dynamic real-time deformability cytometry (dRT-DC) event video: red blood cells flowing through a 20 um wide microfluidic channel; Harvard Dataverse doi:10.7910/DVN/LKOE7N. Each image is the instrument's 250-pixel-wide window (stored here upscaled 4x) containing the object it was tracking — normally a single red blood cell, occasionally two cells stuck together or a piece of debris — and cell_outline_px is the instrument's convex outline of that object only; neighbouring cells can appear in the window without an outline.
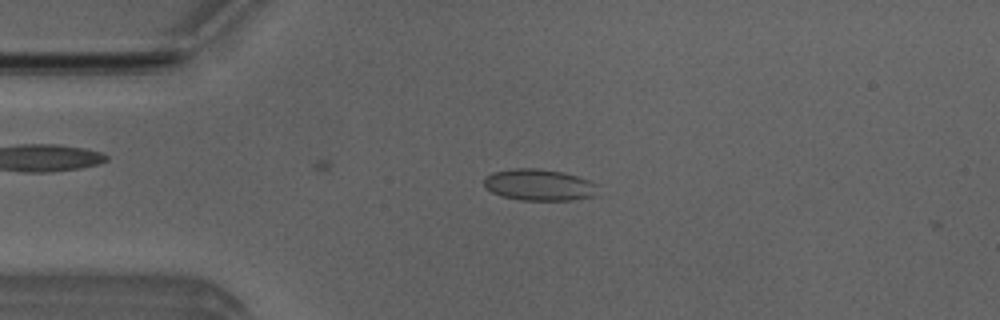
{"species": "Egyptian fruit bat (a non-hibernating species)", "species_latin": "Rousettus aegyptiacus", "temperature_condition": "room temperature", "stored_images_in_passage": 6, "camera_frame_rate_fps": 3000, "um_per_image_px": 0.085, "animal": {"sex": "male"}, "frame": {"image": 1, "passage_image": 2, "time_ms": 0.333, "image_size_px": [1000, 320], "cell_outline_px": [[600, 184], [592, 196], [572, 200], [520, 200], [504, 196], [492, 192], [484, 184], [484, 180], [492, 172], [516, 168], [536, 168], [564, 172]], "centroid_in_image_um": [45.85, 15.71], "position_along_channel_um": 39.2, "area_um2": 20.69}}